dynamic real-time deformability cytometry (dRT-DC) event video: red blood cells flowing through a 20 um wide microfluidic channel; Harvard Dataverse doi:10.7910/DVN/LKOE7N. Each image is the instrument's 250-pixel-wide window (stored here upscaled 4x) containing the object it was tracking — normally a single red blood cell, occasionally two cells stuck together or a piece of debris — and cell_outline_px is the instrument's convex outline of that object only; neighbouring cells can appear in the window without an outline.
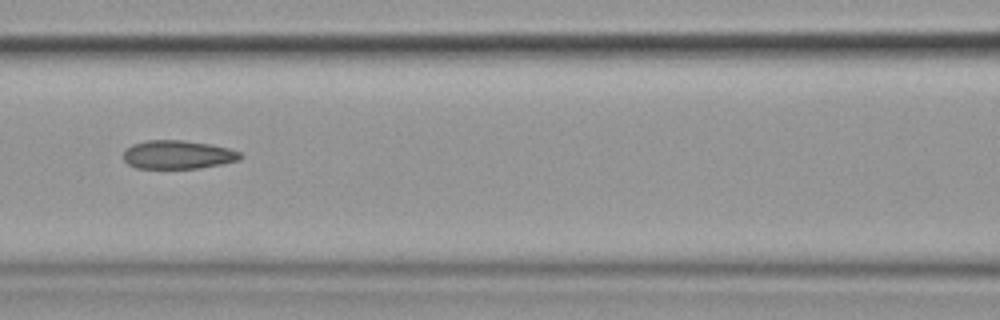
{"species": "common noctule bat (a hibernating species)", "species_latin": "Nyctalus noctula", "temperature_condition": "cold", "stored_images_in_passage": 12, "camera_frame_rate_fps": 3000, "um_per_image_px": 0.085, "animal": {"sex": "female", "body_mass_g": 19.9}, "frame": {"image": 1, "passage_image": 4, "time_ms": 4.333, "image_size_px": [1000, 320], "cell_outline_px": [[244, 156], [240, 160], [224, 164], [200, 168], [136, 168], [128, 164], [124, 160], [124, 152], [132, 144], [148, 140], [184, 140], [208, 144], [228, 148], [240, 152]], "centroid_in_image_um": [15.15, 13.15], "position_along_channel_um": 151.4, "area_um2": 19.48}}
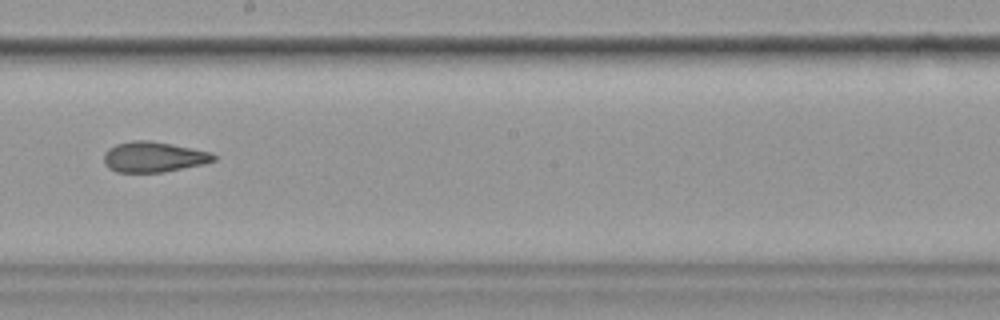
{"frame": {"image": 2, "passage_image": 6, "time_ms": 6.667, "image_size_px": [1000, 320], "cell_outline_px": [[216, 160], [204, 164], [164, 172], [116, 172], [108, 168], [104, 164], [104, 152], [108, 148], [116, 144], [132, 140], [148, 140], [172, 144], [212, 152], [216, 156]], "centroid_in_image_um": [13.05, 13.34], "position_along_channel_um": 235.2, "area_um2": 19.65}, "authors_computed_cell_mechanics": {"area_um2": 19.8543, "velocity_mm_per_s": 3.5895, "shape_relaxation_time_tau1_ms": null, "shape_relaxation_time_tau2_ms": 3.292, "deformation_change_tau1": null, "deformation_change_tau2": 0.1007}}